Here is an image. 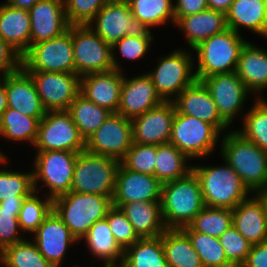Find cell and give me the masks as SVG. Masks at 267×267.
Wrapping results in <instances>:
<instances>
[{
	"mask_svg": "<svg viewBox=\"0 0 267 267\" xmlns=\"http://www.w3.org/2000/svg\"><path fill=\"white\" fill-rule=\"evenodd\" d=\"M33 192V172L0 170V202L9 199H26Z\"/></svg>",
	"mask_w": 267,
	"mask_h": 267,
	"instance_id": "obj_43",
	"label": "cell"
},
{
	"mask_svg": "<svg viewBox=\"0 0 267 267\" xmlns=\"http://www.w3.org/2000/svg\"><path fill=\"white\" fill-rule=\"evenodd\" d=\"M244 116V128L237 132L267 152V102L259 96Z\"/></svg>",
	"mask_w": 267,
	"mask_h": 267,
	"instance_id": "obj_41",
	"label": "cell"
},
{
	"mask_svg": "<svg viewBox=\"0 0 267 267\" xmlns=\"http://www.w3.org/2000/svg\"><path fill=\"white\" fill-rule=\"evenodd\" d=\"M199 180L193 171L161 186V213L166 229H182L204 208Z\"/></svg>",
	"mask_w": 267,
	"mask_h": 267,
	"instance_id": "obj_2",
	"label": "cell"
},
{
	"mask_svg": "<svg viewBox=\"0 0 267 267\" xmlns=\"http://www.w3.org/2000/svg\"><path fill=\"white\" fill-rule=\"evenodd\" d=\"M72 43L75 74L80 77L121 68L112 51V45L106 43L88 25H72Z\"/></svg>",
	"mask_w": 267,
	"mask_h": 267,
	"instance_id": "obj_7",
	"label": "cell"
},
{
	"mask_svg": "<svg viewBox=\"0 0 267 267\" xmlns=\"http://www.w3.org/2000/svg\"><path fill=\"white\" fill-rule=\"evenodd\" d=\"M157 145L134 143L120 163L131 171L154 175Z\"/></svg>",
	"mask_w": 267,
	"mask_h": 267,
	"instance_id": "obj_44",
	"label": "cell"
},
{
	"mask_svg": "<svg viewBox=\"0 0 267 267\" xmlns=\"http://www.w3.org/2000/svg\"><path fill=\"white\" fill-rule=\"evenodd\" d=\"M46 111L68 110L80 94L81 77L75 73L27 71Z\"/></svg>",
	"mask_w": 267,
	"mask_h": 267,
	"instance_id": "obj_15",
	"label": "cell"
},
{
	"mask_svg": "<svg viewBox=\"0 0 267 267\" xmlns=\"http://www.w3.org/2000/svg\"><path fill=\"white\" fill-rule=\"evenodd\" d=\"M163 102L164 100L157 93L151 77L147 73L131 79H127L123 74L117 113L125 118L133 119Z\"/></svg>",
	"mask_w": 267,
	"mask_h": 267,
	"instance_id": "obj_19",
	"label": "cell"
},
{
	"mask_svg": "<svg viewBox=\"0 0 267 267\" xmlns=\"http://www.w3.org/2000/svg\"><path fill=\"white\" fill-rule=\"evenodd\" d=\"M240 267H267V241L252 245Z\"/></svg>",
	"mask_w": 267,
	"mask_h": 267,
	"instance_id": "obj_52",
	"label": "cell"
},
{
	"mask_svg": "<svg viewBox=\"0 0 267 267\" xmlns=\"http://www.w3.org/2000/svg\"><path fill=\"white\" fill-rule=\"evenodd\" d=\"M234 0H207L209 9L227 13Z\"/></svg>",
	"mask_w": 267,
	"mask_h": 267,
	"instance_id": "obj_53",
	"label": "cell"
},
{
	"mask_svg": "<svg viewBox=\"0 0 267 267\" xmlns=\"http://www.w3.org/2000/svg\"><path fill=\"white\" fill-rule=\"evenodd\" d=\"M215 102L221 118L230 126L243 107L248 90L236 72L215 74L202 80Z\"/></svg>",
	"mask_w": 267,
	"mask_h": 267,
	"instance_id": "obj_18",
	"label": "cell"
},
{
	"mask_svg": "<svg viewBox=\"0 0 267 267\" xmlns=\"http://www.w3.org/2000/svg\"><path fill=\"white\" fill-rule=\"evenodd\" d=\"M40 0H6V3L17 9L29 10Z\"/></svg>",
	"mask_w": 267,
	"mask_h": 267,
	"instance_id": "obj_54",
	"label": "cell"
},
{
	"mask_svg": "<svg viewBox=\"0 0 267 267\" xmlns=\"http://www.w3.org/2000/svg\"><path fill=\"white\" fill-rule=\"evenodd\" d=\"M93 21L96 25L93 24ZM91 25H94L95 28ZM88 26L111 45L124 36L152 37L149 27L133 17L126 0H109Z\"/></svg>",
	"mask_w": 267,
	"mask_h": 267,
	"instance_id": "obj_8",
	"label": "cell"
},
{
	"mask_svg": "<svg viewBox=\"0 0 267 267\" xmlns=\"http://www.w3.org/2000/svg\"><path fill=\"white\" fill-rule=\"evenodd\" d=\"M176 113L193 116L210 123L219 132L229 128L228 124L219 115L215 102L208 88L202 81L196 80L185 88L176 99L172 100Z\"/></svg>",
	"mask_w": 267,
	"mask_h": 267,
	"instance_id": "obj_20",
	"label": "cell"
},
{
	"mask_svg": "<svg viewBox=\"0 0 267 267\" xmlns=\"http://www.w3.org/2000/svg\"><path fill=\"white\" fill-rule=\"evenodd\" d=\"M175 112L173 102L164 101L131 119L133 142L150 145L169 143Z\"/></svg>",
	"mask_w": 267,
	"mask_h": 267,
	"instance_id": "obj_17",
	"label": "cell"
},
{
	"mask_svg": "<svg viewBox=\"0 0 267 267\" xmlns=\"http://www.w3.org/2000/svg\"><path fill=\"white\" fill-rule=\"evenodd\" d=\"M7 156L5 157L4 154L0 151V164H3V162L6 163L7 161Z\"/></svg>",
	"mask_w": 267,
	"mask_h": 267,
	"instance_id": "obj_58",
	"label": "cell"
},
{
	"mask_svg": "<svg viewBox=\"0 0 267 267\" xmlns=\"http://www.w3.org/2000/svg\"><path fill=\"white\" fill-rule=\"evenodd\" d=\"M161 239L168 267H203L200 256L182 229H166Z\"/></svg>",
	"mask_w": 267,
	"mask_h": 267,
	"instance_id": "obj_31",
	"label": "cell"
},
{
	"mask_svg": "<svg viewBox=\"0 0 267 267\" xmlns=\"http://www.w3.org/2000/svg\"><path fill=\"white\" fill-rule=\"evenodd\" d=\"M246 42L230 28L202 41L193 50L198 58L197 70L193 72L196 79L202 81L211 75L235 72Z\"/></svg>",
	"mask_w": 267,
	"mask_h": 267,
	"instance_id": "obj_4",
	"label": "cell"
},
{
	"mask_svg": "<svg viewBox=\"0 0 267 267\" xmlns=\"http://www.w3.org/2000/svg\"><path fill=\"white\" fill-rule=\"evenodd\" d=\"M226 17L228 28L236 33L243 26L267 37V0H234Z\"/></svg>",
	"mask_w": 267,
	"mask_h": 267,
	"instance_id": "obj_29",
	"label": "cell"
},
{
	"mask_svg": "<svg viewBox=\"0 0 267 267\" xmlns=\"http://www.w3.org/2000/svg\"><path fill=\"white\" fill-rule=\"evenodd\" d=\"M22 67V56L0 37V72L5 77Z\"/></svg>",
	"mask_w": 267,
	"mask_h": 267,
	"instance_id": "obj_50",
	"label": "cell"
},
{
	"mask_svg": "<svg viewBox=\"0 0 267 267\" xmlns=\"http://www.w3.org/2000/svg\"><path fill=\"white\" fill-rule=\"evenodd\" d=\"M19 212L20 210L0 208V252L5 247L26 239L17 234L21 230Z\"/></svg>",
	"mask_w": 267,
	"mask_h": 267,
	"instance_id": "obj_48",
	"label": "cell"
},
{
	"mask_svg": "<svg viewBox=\"0 0 267 267\" xmlns=\"http://www.w3.org/2000/svg\"><path fill=\"white\" fill-rule=\"evenodd\" d=\"M1 81L6 87L8 108L39 120L45 116L47 111L38 95L36 85L31 75L23 67L2 77Z\"/></svg>",
	"mask_w": 267,
	"mask_h": 267,
	"instance_id": "obj_21",
	"label": "cell"
},
{
	"mask_svg": "<svg viewBox=\"0 0 267 267\" xmlns=\"http://www.w3.org/2000/svg\"><path fill=\"white\" fill-rule=\"evenodd\" d=\"M235 72L249 92L267 89V51L246 42Z\"/></svg>",
	"mask_w": 267,
	"mask_h": 267,
	"instance_id": "obj_28",
	"label": "cell"
},
{
	"mask_svg": "<svg viewBox=\"0 0 267 267\" xmlns=\"http://www.w3.org/2000/svg\"><path fill=\"white\" fill-rule=\"evenodd\" d=\"M105 218L116 243L123 251L140 239L131 222L120 208L112 206Z\"/></svg>",
	"mask_w": 267,
	"mask_h": 267,
	"instance_id": "obj_45",
	"label": "cell"
},
{
	"mask_svg": "<svg viewBox=\"0 0 267 267\" xmlns=\"http://www.w3.org/2000/svg\"><path fill=\"white\" fill-rule=\"evenodd\" d=\"M132 144L131 119L119 113H111L105 122L85 140V151L121 161Z\"/></svg>",
	"mask_w": 267,
	"mask_h": 267,
	"instance_id": "obj_14",
	"label": "cell"
},
{
	"mask_svg": "<svg viewBox=\"0 0 267 267\" xmlns=\"http://www.w3.org/2000/svg\"><path fill=\"white\" fill-rule=\"evenodd\" d=\"M74 124L78 127L80 135L86 140L94 133L112 113L88 100L81 93L70 104L67 110Z\"/></svg>",
	"mask_w": 267,
	"mask_h": 267,
	"instance_id": "obj_34",
	"label": "cell"
},
{
	"mask_svg": "<svg viewBox=\"0 0 267 267\" xmlns=\"http://www.w3.org/2000/svg\"><path fill=\"white\" fill-rule=\"evenodd\" d=\"M233 226L252 245L267 241V221L262 199L256 194L232 209Z\"/></svg>",
	"mask_w": 267,
	"mask_h": 267,
	"instance_id": "obj_25",
	"label": "cell"
},
{
	"mask_svg": "<svg viewBox=\"0 0 267 267\" xmlns=\"http://www.w3.org/2000/svg\"><path fill=\"white\" fill-rule=\"evenodd\" d=\"M33 242L39 252L54 266L60 267L68 245L78 242L54 210L34 232Z\"/></svg>",
	"mask_w": 267,
	"mask_h": 267,
	"instance_id": "obj_22",
	"label": "cell"
},
{
	"mask_svg": "<svg viewBox=\"0 0 267 267\" xmlns=\"http://www.w3.org/2000/svg\"><path fill=\"white\" fill-rule=\"evenodd\" d=\"M78 153L64 150L37 151L34 160L33 186L37 192V181L48 187L51 199L71 191L74 165Z\"/></svg>",
	"mask_w": 267,
	"mask_h": 267,
	"instance_id": "obj_10",
	"label": "cell"
},
{
	"mask_svg": "<svg viewBox=\"0 0 267 267\" xmlns=\"http://www.w3.org/2000/svg\"><path fill=\"white\" fill-rule=\"evenodd\" d=\"M256 194H258V196L262 199V204L265 209V216H266V221H267V190L258 192Z\"/></svg>",
	"mask_w": 267,
	"mask_h": 267,
	"instance_id": "obj_57",
	"label": "cell"
},
{
	"mask_svg": "<svg viewBox=\"0 0 267 267\" xmlns=\"http://www.w3.org/2000/svg\"><path fill=\"white\" fill-rule=\"evenodd\" d=\"M162 183L154 176L126 169L121 163L116 173L113 206L135 201L161 202Z\"/></svg>",
	"mask_w": 267,
	"mask_h": 267,
	"instance_id": "obj_16",
	"label": "cell"
},
{
	"mask_svg": "<svg viewBox=\"0 0 267 267\" xmlns=\"http://www.w3.org/2000/svg\"><path fill=\"white\" fill-rule=\"evenodd\" d=\"M34 191L22 204L18 221L21 231L34 233L53 210V199L41 200Z\"/></svg>",
	"mask_w": 267,
	"mask_h": 267,
	"instance_id": "obj_42",
	"label": "cell"
},
{
	"mask_svg": "<svg viewBox=\"0 0 267 267\" xmlns=\"http://www.w3.org/2000/svg\"><path fill=\"white\" fill-rule=\"evenodd\" d=\"M28 11L31 20V45L57 37L70 27L64 0H40Z\"/></svg>",
	"mask_w": 267,
	"mask_h": 267,
	"instance_id": "obj_23",
	"label": "cell"
},
{
	"mask_svg": "<svg viewBox=\"0 0 267 267\" xmlns=\"http://www.w3.org/2000/svg\"><path fill=\"white\" fill-rule=\"evenodd\" d=\"M219 131L210 123L175 112L169 143L188 158H204L216 147Z\"/></svg>",
	"mask_w": 267,
	"mask_h": 267,
	"instance_id": "obj_12",
	"label": "cell"
},
{
	"mask_svg": "<svg viewBox=\"0 0 267 267\" xmlns=\"http://www.w3.org/2000/svg\"><path fill=\"white\" fill-rule=\"evenodd\" d=\"M205 206L234 209L248 198L250 191L239 175L226 163L224 166H194Z\"/></svg>",
	"mask_w": 267,
	"mask_h": 267,
	"instance_id": "obj_5",
	"label": "cell"
},
{
	"mask_svg": "<svg viewBox=\"0 0 267 267\" xmlns=\"http://www.w3.org/2000/svg\"><path fill=\"white\" fill-rule=\"evenodd\" d=\"M122 84V71L113 69L107 72L91 73L81 76L80 93L98 106L117 113Z\"/></svg>",
	"mask_w": 267,
	"mask_h": 267,
	"instance_id": "obj_24",
	"label": "cell"
},
{
	"mask_svg": "<svg viewBox=\"0 0 267 267\" xmlns=\"http://www.w3.org/2000/svg\"><path fill=\"white\" fill-rule=\"evenodd\" d=\"M26 71L75 73L72 25L61 35L32 44L22 56Z\"/></svg>",
	"mask_w": 267,
	"mask_h": 267,
	"instance_id": "obj_9",
	"label": "cell"
},
{
	"mask_svg": "<svg viewBox=\"0 0 267 267\" xmlns=\"http://www.w3.org/2000/svg\"><path fill=\"white\" fill-rule=\"evenodd\" d=\"M154 176L163 184L185 177L192 167L186 165L188 157L171 143L157 145Z\"/></svg>",
	"mask_w": 267,
	"mask_h": 267,
	"instance_id": "obj_35",
	"label": "cell"
},
{
	"mask_svg": "<svg viewBox=\"0 0 267 267\" xmlns=\"http://www.w3.org/2000/svg\"><path fill=\"white\" fill-rule=\"evenodd\" d=\"M219 239L228 261L234 267H240L245 262L252 244L233 225Z\"/></svg>",
	"mask_w": 267,
	"mask_h": 267,
	"instance_id": "obj_46",
	"label": "cell"
},
{
	"mask_svg": "<svg viewBox=\"0 0 267 267\" xmlns=\"http://www.w3.org/2000/svg\"><path fill=\"white\" fill-rule=\"evenodd\" d=\"M134 18L148 27L165 25L167 20L173 21L174 4L171 0H126Z\"/></svg>",
	"mask_w": 267,
	"mask_h": 267,
	"instance_id": "obj_39",
	"label": "cell"
},
{
	"mask_svg": "<svg viewBox=\"0 0 267 267\" xmlns=\"http://www.w3.org/2000/svg\"><path fill=\"white\" fill-rule=\"evenodd\" d=\"M182 230L200 256L203 267H234L228 261L219 238L192 231L188 226Z\"/></svg>",
	"mask_w": 267,
	"mask_h": 267,
	"instance_id": "obj_38",
	"label": "cell"
},
{
	"mask_svg": "<svg viewBox=\"0 0 267 267\" xmlns=\"http://www.w3.org/2000/svg\"><path fill=\"white\" fill-rule=\"evenodd\" d=\"M33 146L37 151L64 150L80 153L85 151V139L67 110L47 111L40 120Z\"/></svg>",
	"mask_w": 267,
	"mask_h": 267,
	"instance_id": "obj_11",
	"label": "cell"
},
{
	"mask_svg": "<svg viewBox=\"0 0 267 267\" xmlns=\"http://www.w3.org/2000/svg\"><path fill=\"white\" fill-rule=\"evenodd\" d=\"M139 238L162 235L166 227L161 213V202L135 201L120 207Z\"/></svg>",
	"mask_w": 267,
	"mask_h": 267,
	"instance_id": "obj_30",
	"label": "cell"
},
{
	"mask_svg": "<svg viewBox=\"0 0 267 267\" xmlns=\"http://www.w3.org/2000/svg\"><path fill=\"white\" fill-rule=\"evenodd\" d=\"M153 37L124 36L121 40L116 41L112 45V51L118 47L119 52L124 58L129 60L140 59L145 55L150 46Z\"/></svg>",
	"mask_w": 267,
	"mask_h": 267,
	"instance_id": "obj_49",
	"label": "cell"
},
{
	"mask_svg": "<svg viewBox=\"0 0 267 267\" xmlns=\"http://www.w3.org/2000/svg\"><path fill=\"white\" fill-rule=\"evenodd\" d=\"M0 262L4 267H54L28 239L5 247Z\"/></svg>",
	"mask_w": 267,
	"mask_h": 267,
	"instance_id": "obj_37",
	"label": "cell"
},
{
	"mask_svg": "<svg viewBox=\"0 0 267 267\" xmlns=\"http://www.w3.org/2000/svg\"><path fill=\"white\" fill-rule=\"evenodd\" d=\"M109 0H64L70 25H88Z\"/></svg>",
	"mask_w": 267,
	"mask_h": 267,
	"instance_id": "obj_47",
	"label": "cell"
},
{
	"mask_svg": "<svg viewBox=\"0 0 267 267\" xmlns=\"http://www.w3.org/2000/svg\"><path fill=\"white\" fill-rule=\"evenodd\" d=\"M175 24L186 33L191 49L209 37L228 29L226 13L212 9L175 18Z\"/></svg>",
	"mask_w": 267,
	"mask_h": 267,
	"instance_id": "obj_27",
	"label": "cell"
},
{
	"mask_svg": "<svg viewBox=\"0 0 267 267\" xmlns=\"http://www.w3.org/2000/svg\"><path fill=\"white\" fill-rule=\"evenodd\" d=\"M232 225V209L204 206L188 227L192 231L219 238Z\"/></svg>",
	"mask_w": 267,
	"mask_h": 267,
	"instance_id": "obj_40",
	"label": "cell"
},
{
	"mask_svg": "<svg viewBox=\"0 0 267 267\" xmlns=\"http://www.w3.org/2000/svg\"><path fill=\"white\" fill-rule=\"evenodd\" d=\"M74 267H78V266L75 265ZM79 267H80V266H79ZM105 267H112V266H109V265L105 264Z\"/></svg>",
	"mask_w": 267,
	"mask_h": 267,
	"instance_id": "obj_59",
	"label": "cell"
},
{
	"mask_svg": "<svg viewBox=\"0 0 267 267\" xmlns=\"http://www.w3.org/2000/svg\"><path fill=\"white\" fill-rule=\"evenodd\" d=\"M112 206L110 197L72 191L53 199V210L78 242L93 224L107 216Z\"/></svg>",
	"mask_w": 267,
	"mask_h": 267,
	"instance_id": "obj_3",
	"label": "cell"
},
{
	"mask_svg": "<svg viewBox=\"0 0 267 267\" xmlns=\"http://www.w3.org/2000/svg\"><path fill=\"white\" fill-rule=\"evenodd\" d=\"M0 37L23 56L31 46L29 11L0 4Z\"/></svg>",
	"mask_w": 267,
	"mask_h": 267,
	"instance_id": "obj_26",
	"label": "cell"
},
{
	"mask_svg": "<svg viewBox=\"0 0 267 267\" xmlns=\"http://www.w3.org/2000/svg\"><path fill=\"white\" fill-rule=\"evenodd\" d=\"M120 161L86 151L77 155L71 191L113 198Z\"/></svg>",
	"mask_w": 267,
	"mask_h": 267,
	"instance_id": "obj_6",
	"label": "cell"
},
{
	"mask_svg": "<svg viewBox=\"0 0 267 267\" xmlns=\"http://www.w3.org/2000/svg\"><path fill=\"white\" fill-rule=\"evenodd\" d=\"M25 199H9L0 202V208H9L15 210H21L23 201Z\"/></svg>",
	"mask_w": 267,
	"mask_h": 267,
	"instance_id": "obj_55",
	"label": "cell"
},
{
	"mask_svg": "<svg viewBox=\"0 0 267 267\" xmlns=\"http://www.w3.org/2000/svg\"><path fill=\"white\" fill-rule=\"evenodd\" d=\"M120 267H168L161 235L140 238L124 250Z\"/></svg>",
	"mask_w": 267,
	"mask_h": 267,
	"instance_id": "obj_33",
	"label": "cell"
},
{
	"mask_svg": "<svg viewBox=\"0 0 267 267\" xmlns=\"http://www.w3.org/2000/svg\"><path fill=\"white\" fill-rule=\"evenodd\" d=\"M84 238L94 256L103 259L105 261L104 264L120 267L124 251L116 243L106 218L100 219L93 224ZM117 259H119V262Z\"/></svg>",
	"mask_w": 267,
	"mask_h": 267,
	"instance_id": "obj_32",
	"label": "cell"
},
{
	"mask_svg": "<svg viewBox=\"0 0 267 267\" xmlns=\"http://www.w3.org/2000/svg\"><path fill=\"white\" fill-rule=\"evenodd\" d=\"M40 120L24 115L18 110L7 108L0 118V135L15 141H28L34 145Z\"/></svg>",
	"mask_w": 267,
	"mask_h": 267,
	"instance_id": "obj_36",
	"label": "cell"
},
{
	"mask_svg": "<svg viewBox=\"0 0 267 267\" xmlns=\"http://www.w3.org/2000/svg\"><path fill=\"white\" fill-rule=\"evenodd\" d=\"M209 9L207 0H177L174 17L182 18Z\"/></svg>",
	"mask_w": 267,
	"mask_h": 267,
	"instance_id": "obj_51",
	"label": "cell"
},
{
	"mask_svg": "<svg viewBox=\"0 0 267 267\" xmlns=\"http://www.w3.org/2000/svg\"><path fill=\"white\" fill-rule=\"evenodd\" d=\"M159 61L155 71L147 74L164 101H172L171 96L176 94L174 97H177L197 80L195 73L192 74L194 60H192L191 53L177 49Z\"/></svg>",
	"mask_w": 267,
	"mask_h": 267,
	"instance_id": "obj_13",
	"label": "cell"
},
{
	"mask_svg": "<svg viewBox=\"0 0 267 267\" xmlns=\"http://www.w3.org/2000/svg\"><path fill=\"white\" fill-rule=\"evenodd\" d=\"M8 108L7 97H6V87L1 82L0 83V118L2 113Z\"/></svg>",
	"mask_w": 267,
	"mask_h": 267,
	"instance_id": "obj_56",
	"label": "cell"
},
{
	"mask_svg": "<svg viewBox=\"0 0 267 267\" xmlns=\"http://www.w3.org/2000/svg\"><path fill=\"white\" fill-rule=\"evenodd\" d=\"M221 142L223 160L239 175L248 190L256 193L267 190V152L237 130L226 134Z\"/></svg>",
	"mask_w": 267,
	"mask_h": 267,
	"instance_id": "obj_1",
	"label": "cell"
}]
</instances>
